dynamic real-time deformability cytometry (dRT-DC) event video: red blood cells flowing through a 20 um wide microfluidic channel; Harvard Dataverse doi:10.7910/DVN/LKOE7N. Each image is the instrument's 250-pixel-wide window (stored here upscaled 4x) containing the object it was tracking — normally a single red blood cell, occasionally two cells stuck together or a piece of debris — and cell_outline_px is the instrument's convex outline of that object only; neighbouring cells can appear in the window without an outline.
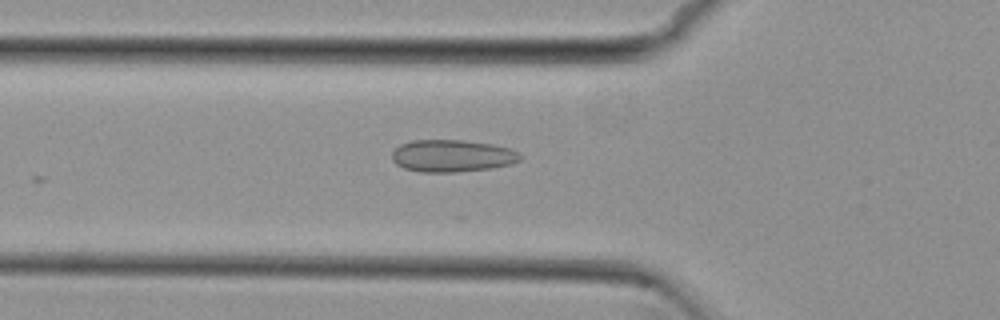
{"species": "common noctule bat (a hibernating species)", "species_latin": "Nyctalus noctula", "temperature_condition": "cold", "stored_images_in_passage": 6, "camera_frame_rate_fps": 3000, "um_per_image_px": 0.085, "animal": {"sex": "female", "body_mass_g": 29.2, "forearm_length_mm": 56.3}, "frame": {"image": 1, "passage_image": 2, "time_ms": 0.333, "image_size_px": [1000, 320], "cell_outline_px": [[520, 160], [512, 164], [492, 168], [456, 172], [420, 172], [404, 168], [396, 164], [392, 160], [392, 152], [400, 144], [412, 140], [464, 140], [492, 144], [508, 148], [520, 152]], "centroid_in_image_um": [38.42, 13.25], "position_along_channel_um": 87.4, "area_um2": 24.16}}